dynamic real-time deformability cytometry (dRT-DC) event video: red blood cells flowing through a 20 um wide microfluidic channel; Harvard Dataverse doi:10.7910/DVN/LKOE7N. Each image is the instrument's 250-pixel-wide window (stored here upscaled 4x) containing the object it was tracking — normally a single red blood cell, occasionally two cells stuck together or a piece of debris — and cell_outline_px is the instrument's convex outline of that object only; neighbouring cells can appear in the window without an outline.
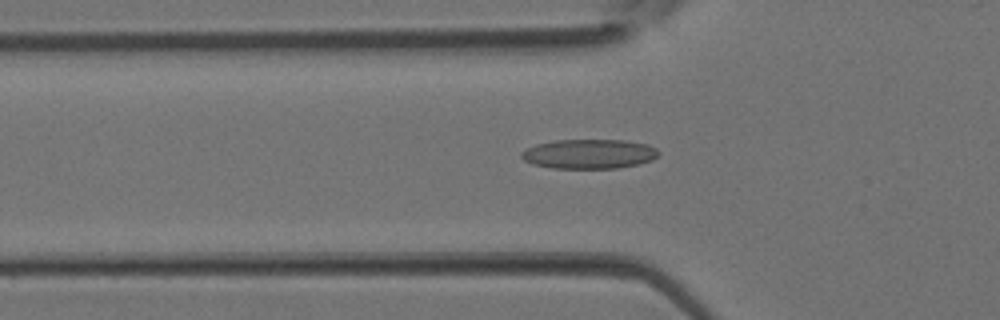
{"species": "Egyptian fruit bat (a non-hibernating species)", "species_latin": "Rousettus aegyptiacus", "temperature_condition": "room temperature", "stored_images_in_passage": 5, "camera_frame_rate_fps": 3000, "um_per_image_px": 0.085, "animal": {"sex": "female"}, "frame": {"image": 1, "passage_image": 5, "time_ms": 1.333, "image_size_px": [1000, 320], "cell_outline_px": [[660, 152], [652, 160], [636, 164], [616, 168], [552, 168], [532, 164], [524, 160], [520, 156], [520, 152], [536, 144], [556, 140], [624, 140], [648, 144], [656, 148]], "centroid_in_image_um": [50.06, 13.08], "position_along_channel_um": 75.7, "area_um2": 23.52}}